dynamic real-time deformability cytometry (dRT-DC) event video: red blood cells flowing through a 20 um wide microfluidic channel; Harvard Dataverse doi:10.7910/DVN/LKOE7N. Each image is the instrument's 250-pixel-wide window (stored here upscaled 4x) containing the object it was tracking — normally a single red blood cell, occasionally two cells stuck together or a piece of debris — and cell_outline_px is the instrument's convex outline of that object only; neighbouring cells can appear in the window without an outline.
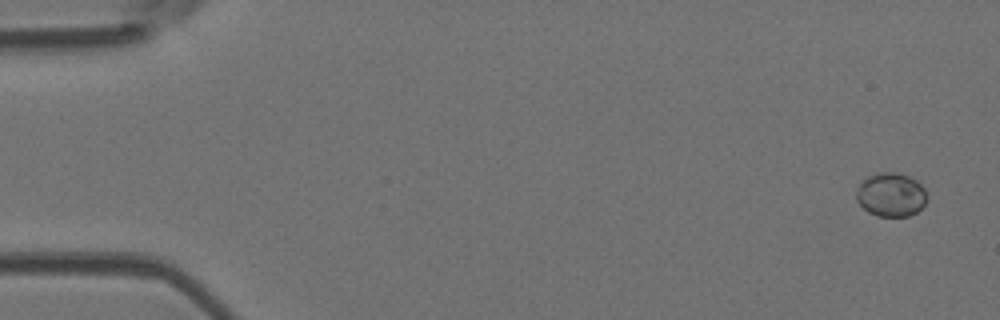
{"species": "Egyptian fruit bat (a non-hibernating species)", "species_latin": "Rousettus aegyptiacus", "temperature_condition": "room temperature", "stored_images_in_passage": 3, "camera_frame_rate_fps": 3000, "um_per_image_px": 0.085, "animal": {"sex": "female"}, "frame": {"image": 1, "passage_image": 1, "time_ms": 0.0, "image_size_px": [1000, 320], "cell_outline_px": [[924, 204], [916, 212], [908, 216], [876, 216], [868, 212], [856, 200], [856, 188], [868, 176], [880, 172], [896, 172], [908, 176], [916, 180], [924, 188]], "centroid_in_image_um": [75.69, 16.55], "position_along_channel_um": 9.3, "area_um2": 17.8}}